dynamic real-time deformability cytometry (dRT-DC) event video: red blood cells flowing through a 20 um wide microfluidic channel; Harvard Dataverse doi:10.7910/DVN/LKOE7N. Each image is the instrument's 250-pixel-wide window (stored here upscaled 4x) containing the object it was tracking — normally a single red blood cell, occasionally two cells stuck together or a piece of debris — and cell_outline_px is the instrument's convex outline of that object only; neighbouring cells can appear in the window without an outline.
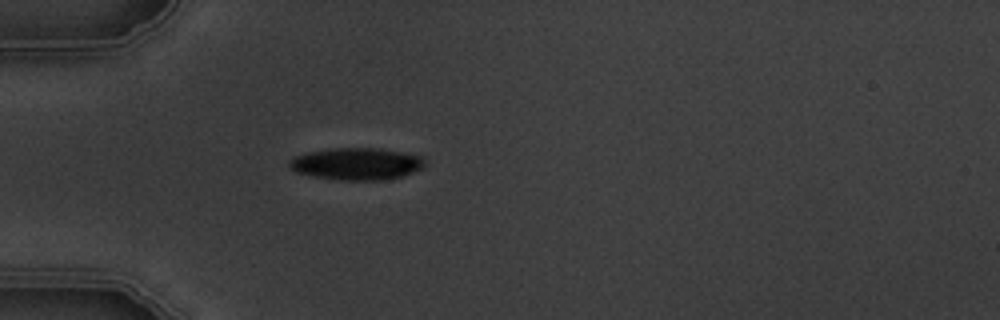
{"species": "common noctule bat (a hibernating species)", "species_latin": "Nyctalus noctula", "temperature_condition": "warm", "stored_images_in_passage": 1, "camera_frame_rate_fps": 3000, "um_per_image_px": 0.085, "animal": {"sex": "male", "body_mass_g": 19.5, "forearm_length_mm": 54.6}, "frame": {"image": 1, "passage_image": 1, "time_ms": 0.0, "image_size_px": [1000, 320], "cell_outline_px": [[424, 168], [404, 176], [380, 180], [340, 180], [312, 176], [296, 172], [288, 168], [288, 160], [296, 156], [308, 152], [332, 148], [380, 148], [424, 156]], "centroid_in_image_um": [30.32, 13.92], "position_along_channel_um": 54.7, "area_um2": 25.55}}